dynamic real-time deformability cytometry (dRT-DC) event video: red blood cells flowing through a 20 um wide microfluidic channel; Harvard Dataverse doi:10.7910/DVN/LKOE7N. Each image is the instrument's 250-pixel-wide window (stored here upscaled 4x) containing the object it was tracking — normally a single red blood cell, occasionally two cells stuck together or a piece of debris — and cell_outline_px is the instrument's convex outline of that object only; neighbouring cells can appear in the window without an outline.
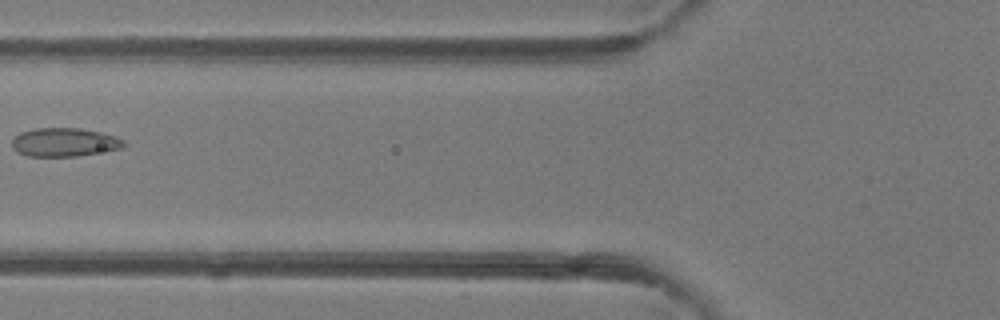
{"species": "common noctule bat (a hibernating species)", "species_latin": "Nyctalus noctula", "temperature_condition": "room temperature", "stored_images_in_passage": 6, "camera_frame_rate_fps": 3000, "um_per_image_px": 0.085, "animal": {"sex": "female"}, "frame": {"image": 1, "passage_image": 6, "time_ms": 1.667, "image_size_px": [1000, 320], "cell_outline_px": [[128, 144], [124, 148], [76, 156], [28, 156], [16, 152], [12, 148], [12, 140], [20, 132], [32, 128], [80, 128], [100, 132], [116, 136], [124, 140]], "centroid_in_image_um": [5.49, 12.09], "position_along_channel_um": 120.3, "area_um2": 18.84}}